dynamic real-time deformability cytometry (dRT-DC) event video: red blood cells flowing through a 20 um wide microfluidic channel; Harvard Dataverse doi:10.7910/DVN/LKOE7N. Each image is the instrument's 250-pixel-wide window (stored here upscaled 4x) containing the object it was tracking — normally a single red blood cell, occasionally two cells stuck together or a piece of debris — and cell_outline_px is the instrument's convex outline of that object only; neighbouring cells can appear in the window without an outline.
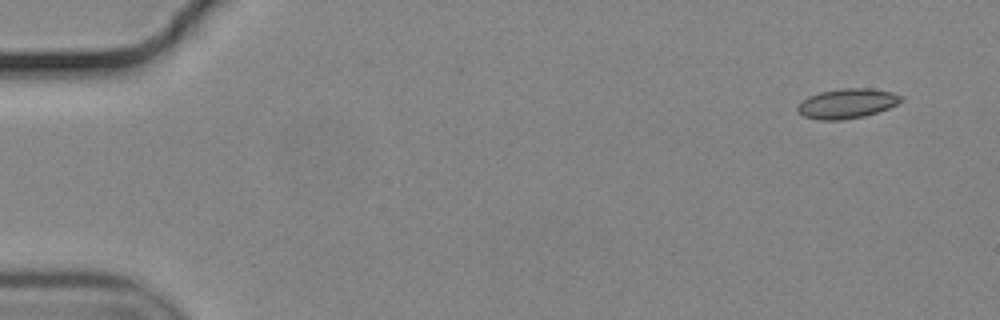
{"species": "common noctule bat (a hibernating species)", "species_latin": "Nyctalus noctula", "temperature_condition": "cold", "stored_images_in_passage": 54, "camera_frame_rate_fps": 3000, "um_per_image_px": 0.085, "animal": {"sex": "male", "body_mass_g": 19.2, "forearm_length_mm": 51.8}, "frame": {"image": 1, "passage_image": 1, "time_ms": 0.0, "image_size_px": [1000, 320], "cell_outline_px": [[904, 100], [888, 108], [864, 116], [844, 120], [820, 120], [804, 116], [796, 108], [800, 100], [808, 96], [820, 92], [840, 88], [872, 88], [892, 92], [904, 96]], "centroid_in_image_um": [72.0, 8.78], "position_along_channel_um": 13.0, "area_um2": 18.09}}
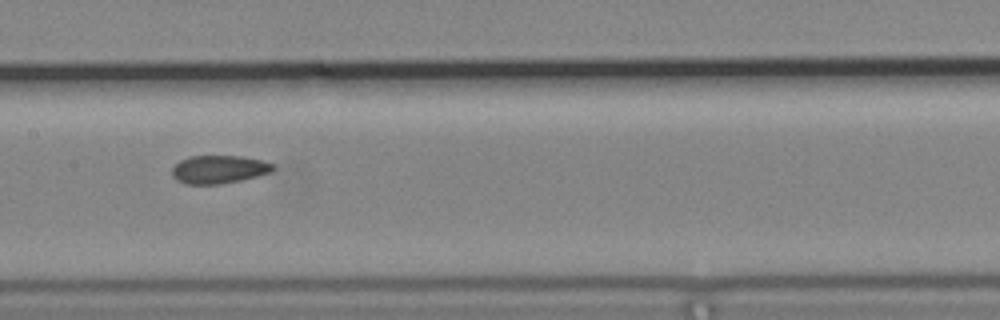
{"frame": {"image": 2, "passage_image": 26, "time_ms": 8.333, "image_size_px": [1000, 320], "cell_outline_px": [[276, 168], [272, 172], [240, 180], [220, 184], [184, 184], [176, 180], [172, 176], [172, 168], [180, 160], [188, 156], [240, 156], [264, 160], [276, 164]], "centroid_in_image_um": [18.63, 14.39], "position_along_channel_um": 188.8, "area_um2": 16.76}}
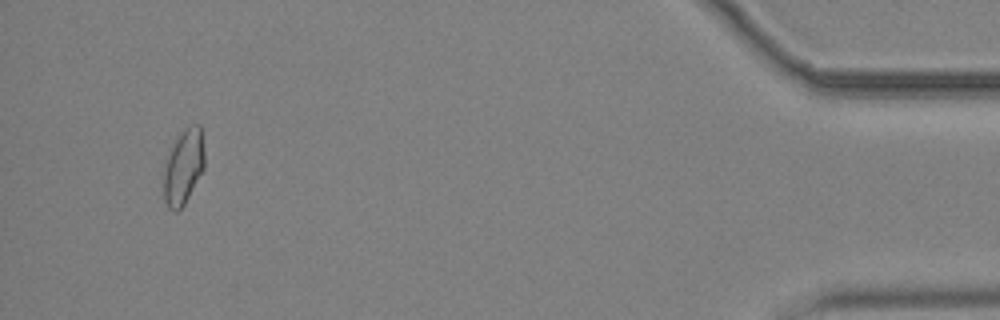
{"frame": {"image": 3, "passage_image": 51, "time_ms": 16.667, "image_size_px": [1000, 320], "cell_outline_px": [[204, 168], [184, 204], [176, 212], [168, 208], [164, 200], [164, 168], [168, 156], [176, 140], [188, 128], [196, 124], [200, 124], [204, 152]], "centroid_in_image_um": [15.6, 14.24], "position_along_channel_um": 419.6, "area_um2": 17.22}, "authors_computed_cell_mechanics": {"area_um2": 17.2244, "velocity_mm_per_s": 3.6609, "shape_relaxation_time_tau1_ms": null, "shape_relaxation_time_tau2_ms": 2.6874, "deformation_change_tau1": null, "deformation_change_tau2": 0.0799}}